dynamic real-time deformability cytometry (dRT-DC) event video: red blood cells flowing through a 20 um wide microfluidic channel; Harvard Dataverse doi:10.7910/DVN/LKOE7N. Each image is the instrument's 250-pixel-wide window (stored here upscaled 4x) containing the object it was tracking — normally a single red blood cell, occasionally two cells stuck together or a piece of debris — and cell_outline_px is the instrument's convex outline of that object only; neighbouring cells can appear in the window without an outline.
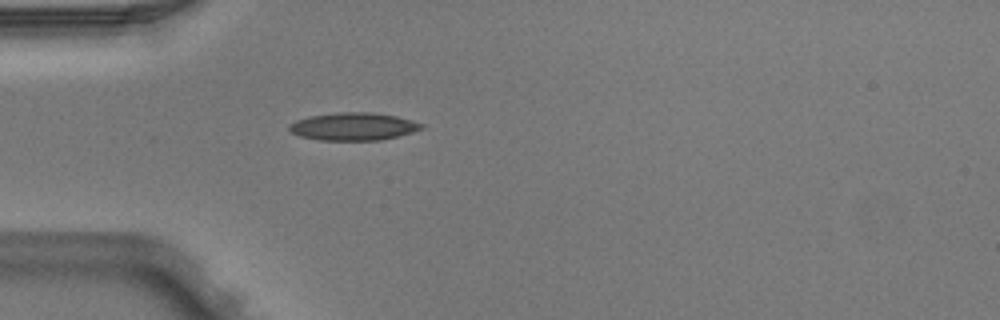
{"species": "Egyptian fruit bat (a non-hibernating species)", "species_latin": "Rousettus aegyptiacus", "temperature_condition": "warm", "stored_images_in_passage": 5, "camera_frame_rate_fps": 3000, "um_per_image_px": 0.085, "animal": {"sex": "male"}, "frame": {"image": 1, "passage_image": 5, "time_ms": 1.333, "image_size_px": [1000, 320], "cell_outline_px": [[424, 128], [412, 132], [380, 140], [320, 140], [300, 136], [292, 132], [288, 128], [288, 124], [296, 120], [308, 116], [336, 112], [372, 112], [396, 116], [412, 120], [424, 124]], "centroid_in_image_um": [30.02, 10.74], "position_along_channel_um": 55.0, "area_um2": 21.39}}